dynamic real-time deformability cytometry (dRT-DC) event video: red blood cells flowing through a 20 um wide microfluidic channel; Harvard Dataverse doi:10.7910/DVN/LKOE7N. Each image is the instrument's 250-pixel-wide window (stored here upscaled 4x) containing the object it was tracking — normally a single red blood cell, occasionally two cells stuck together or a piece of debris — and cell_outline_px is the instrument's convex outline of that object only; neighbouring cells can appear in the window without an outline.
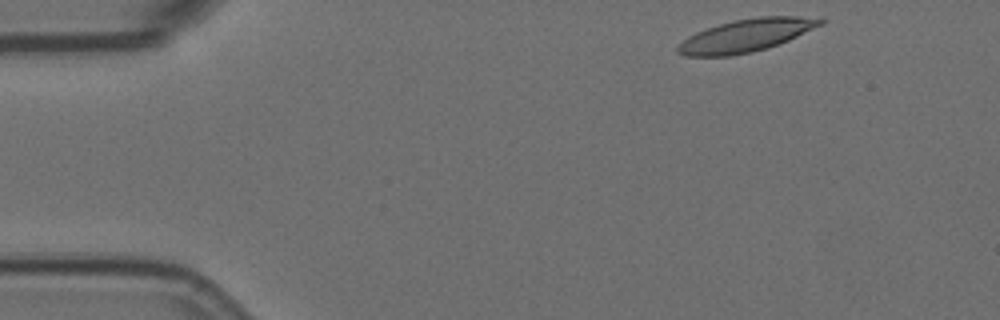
{"species": "Egyptian fruit bat (a non-hibernating species)", "species_latin": "Rousettus aegyptiacus", "temperature_condition": "room temperature", "stored_images_in_passage": 4, "camera_frame_rate_fps": 3000, "um_per_image_px": 0.085, "animal": {"sex": "female"}, "frame": {"image": 1, "passage_image": 1, "time_ms": 0.0, "image_size_px": [1000, 320], "cell_outline_px": [[828, 20], [824, 24], [788, 40], [768, 48], [752, 52], [728, 56], [684, 56], [676, 52], [676, 48], [688, 36], [696, 32], [720, 24], [736, 20], [760, 16], [796, 16]], "centroid_in_image_um": [63.42, 3.02], "position_along_channel_um": 21.6, "area_um2": 26.93}}
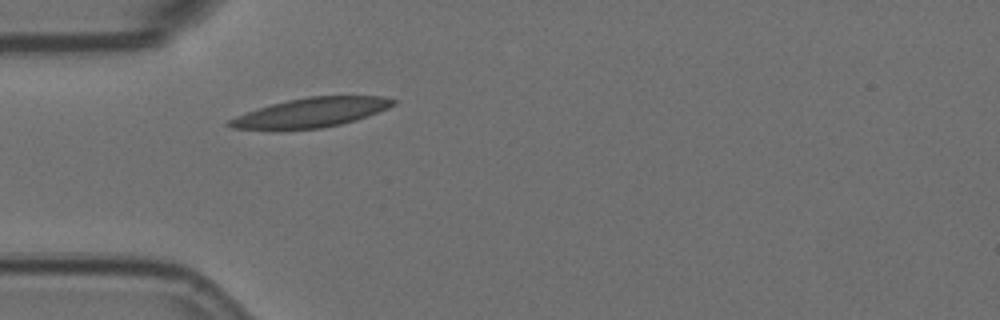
{"frame": {"image": 2, "passage_image": 4, "time_ms": 1.0, "image_size_px": [1000, 320], "cell_outline_px": [[396, 104], [388, 108], [356, 120], [340, 124], [320, 128], [276, 132], [272, 132], [232, 128], [224, 124], [228, 120], [236, 116], [272, 104], [288, 100], [308, 96], [384, 96], [396, 100]], "centroid_in_image_um": [26.36, 9.61], "position_along_channel_um": 58.6, "area_um2": 28.67}}